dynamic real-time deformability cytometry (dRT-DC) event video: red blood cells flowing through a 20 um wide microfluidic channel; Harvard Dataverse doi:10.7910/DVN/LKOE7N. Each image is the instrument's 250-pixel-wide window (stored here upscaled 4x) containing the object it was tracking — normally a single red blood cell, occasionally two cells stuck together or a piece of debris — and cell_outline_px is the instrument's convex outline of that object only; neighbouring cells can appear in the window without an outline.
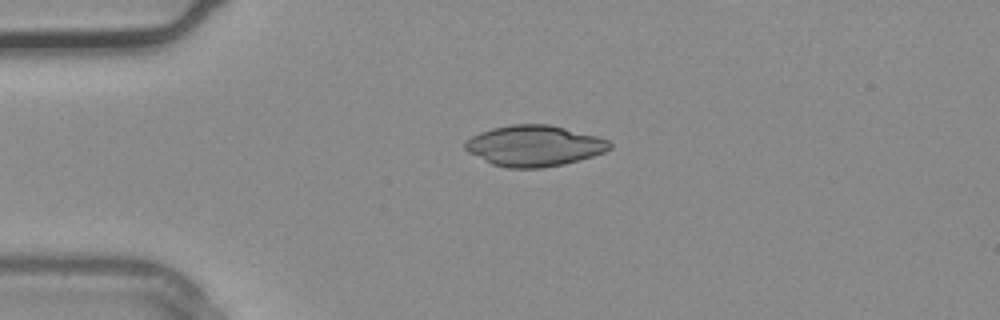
{"species": "common noctule bat (a hibernating species)", "species_latin": "Nyctalus noctula", "temperature_condition": "warm", "stored_images_in_passage": 1, "camera_frame_rate_fps": 3000, "um_per_image_px": 0.085, "animal": {"sex": "male", "body_mass_g": 20.4}, "frame": {"image": 1, "passage_image": 1, "time_ms": 0.0, "image_size_px": [1000, 320], "cell_outline_px": [[612, 148], [604, 152], [592, 156], [564, 164], [544, 168], [508, 168], [492, 164], [468, 152], [464, 148], [464, 140], [480, 132], [492, 128], [512, 124], [548, 124], [596, 136], [608, 140], [612, 144]], "centroid_in_image_um": [45.38, 12.39], "position_along_channel_um": 39.6, "area_um2": 34.39}}